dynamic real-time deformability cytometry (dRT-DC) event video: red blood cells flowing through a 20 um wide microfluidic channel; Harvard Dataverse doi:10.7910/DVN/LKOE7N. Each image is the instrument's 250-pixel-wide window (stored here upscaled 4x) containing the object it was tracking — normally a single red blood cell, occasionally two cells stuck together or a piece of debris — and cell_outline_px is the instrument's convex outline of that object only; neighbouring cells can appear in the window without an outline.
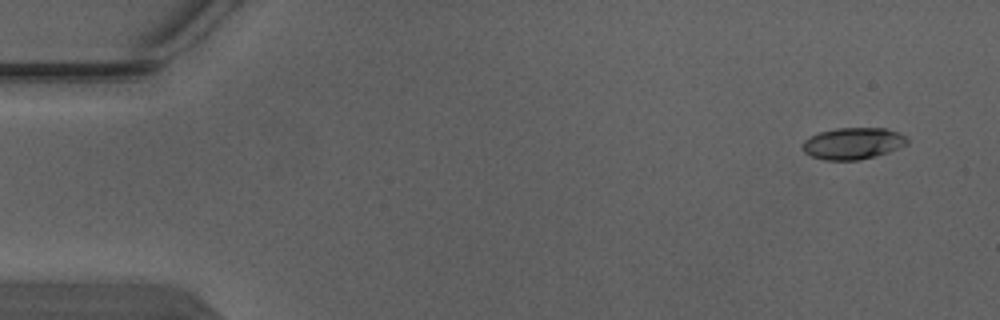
{"species": "Egyptian fruit bat (a non-hibernating species)", "species_latin": "Rousettus aegyptiacus", "temperature_condition": "warm", "stored_images_in_passage": 5, "segment_of_instrument_passage": [1, 2], "camera_frame_rate_fps": 3000, "um_per_image_px": 0.085, "animal": {"sex": "male"}, "frame": {"image": 1, "passage_image": 1, "time_ms": 0.0, "image_size_px": [1000, 320], "cell_outline_px": [[908, 144], [888, 152], [876, 156], [860, 160], [824, 160], [812, 156], [804, 152], [800, 148], [804, 140], [820, 132], [836, 128], [884, 128], [900, 132], [908, 140]], "centroid_in_image_um": [72.5, 12.19], "position_along_channel_um": 12.5, "area_um2": 19.36}}
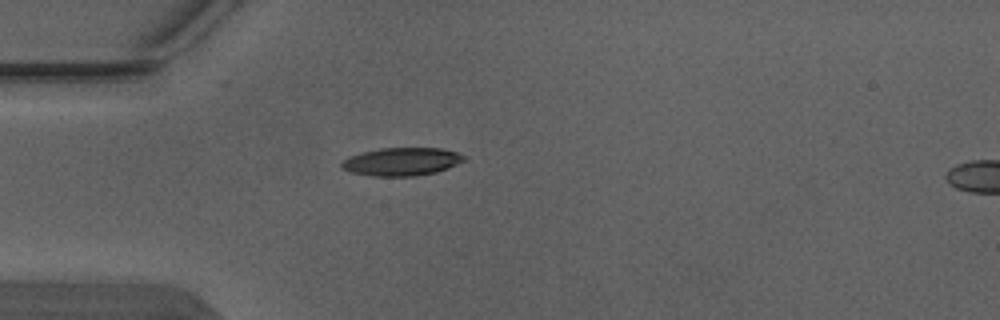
{"frame": {"image": 2, "passage_image": 4, "time_ms": 1.0, "image_size_px": [1000, 320], "cell_outline_px": [[468, 160], [448, 168], [436, 172], [416, 176], [372, 176], [352, 172], [340, 168], [340, 164], [344, 160], [352, 156], [364, 152], [380, 148], [440, 148], [456, 152], [468, 156]], "centroid_in_image_um": [34.21, 13.74], "position_along_channel_um": 50.8, "area_um2": 20.06}}